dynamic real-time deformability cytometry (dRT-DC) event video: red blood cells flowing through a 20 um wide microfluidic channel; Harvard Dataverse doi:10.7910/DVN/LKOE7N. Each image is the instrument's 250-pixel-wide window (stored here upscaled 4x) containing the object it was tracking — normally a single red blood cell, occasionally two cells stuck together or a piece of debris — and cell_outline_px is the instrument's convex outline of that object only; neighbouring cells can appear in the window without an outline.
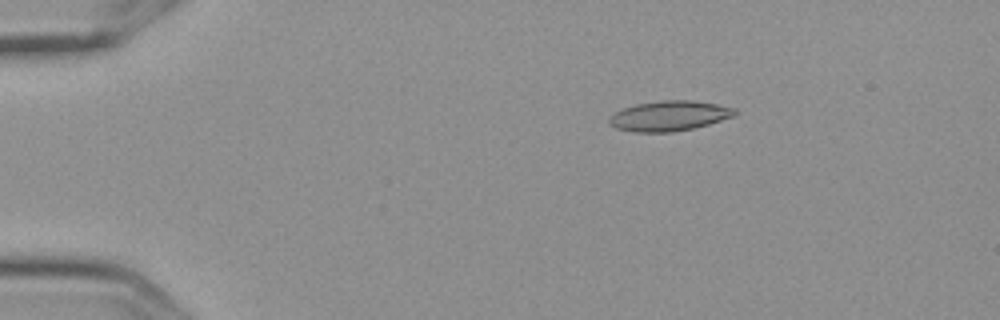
{"species": "Egyptian fruit bat (a non-hibernating species)", "species_latin": "Rousettus aegyptiacus", "temperature_condition": "cold", "stored_images_in_passage": 6, "camera_frame_rate_fps": 3000, "um_per_image_px": 0.085, "frame": {"image": 1, "passage_image": 3, "time_ms": 0.667, "image_size_px": [1000, 320], "cell_outline_px": [[736, 116], [708, 124], [692, 128], [672, 132], [632, 132], [616, 128], [608, 124], [608, 120], [616, 112], [624, 108], [636, 104], [660, 100], [692, 100], [716, 104], [736, 108]], "centroid_in_image_um": [56.89, 9.85], "position_along_channel_um": 28.1, "area_um2": 22.02}}
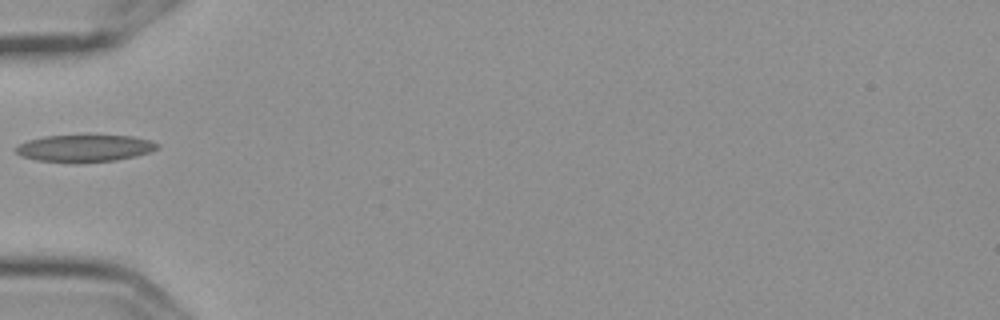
{"frame": {"image": 2, "passage_image": 5, "time_ms": 1.333, "image_size_px": [1000, 320], "cell_outline_px": [[160, 148], [136, 156], [116, 160], [76, 164], [72, 164], [36, 160], [20, 156], [12, 148], [28, 140], [44, 136], [132, 136], [152, 140], [160, 144]], "centroid_in_image_um": [7.18, 12.63], "position_along_channel_um": 77.8, "area_um2": 22.72}}
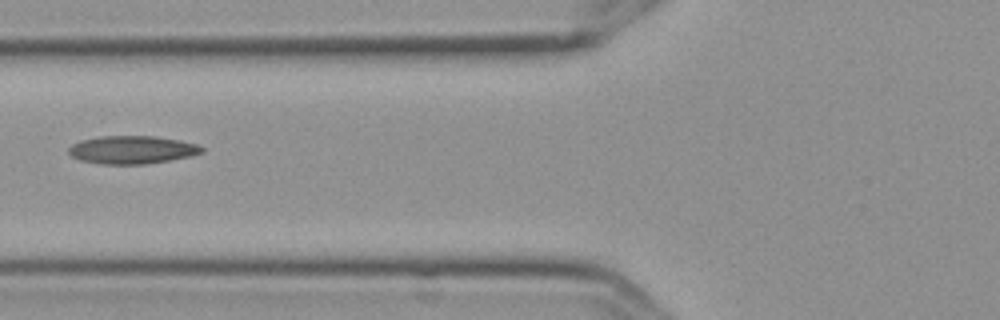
{"frame": {"image": 3, "passage_image": 6, "time_ms": 1.667, "image_size_px": [1000, 320], "cell_outline_px": [[204, 152], [192, 156], [144, 164], [100, 164], [80, 160], [72, 156], [68, 152], [68, 148], [72, 144], [80, 140], [100, 136], [156, 136], [180, 140], [196, 144], [204, 148]], "centroid_in_image_um": [11.22, 12.73], "position_along_channel_um": 114.6, "area_um2": 21.79}}